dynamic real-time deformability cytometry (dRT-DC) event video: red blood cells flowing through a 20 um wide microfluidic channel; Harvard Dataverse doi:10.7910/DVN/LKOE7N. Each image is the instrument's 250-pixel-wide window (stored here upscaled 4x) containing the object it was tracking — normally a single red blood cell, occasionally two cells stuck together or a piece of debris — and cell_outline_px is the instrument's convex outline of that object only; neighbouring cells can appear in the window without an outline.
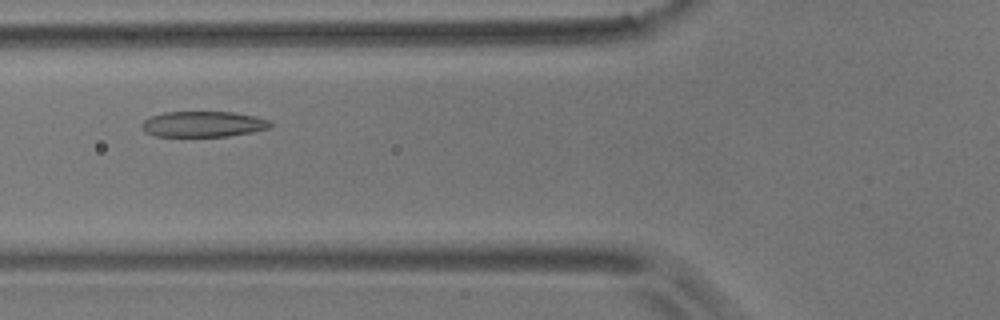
{"species": "common noctule bat (a hibernating species)", "species_latin": "Nyctalus noctula", "temperature_condition": "room temperature", "stored_images_in_passage": 8, "camera_frame_rate_fps": 3000, "um_per_image_px": 0.085, "animal": {"sex": "male", "body_mass_g": 17.9}, "frame": {"image": 1, "passage_image": 5, "time_ms": 4.333, "image_size_px": [1000, 320], "cell_outline_px": [[272, 128], [252, 132], [228, 136], [156, 136], [144, 132], [140, 128], [140, 124], [144, 120], [152, 116], [164, 112], [232, 112], [252, 116], [268, 120], [272, 124]], "centroid_in_image_um": [17.24, 10.55], "position_along_channel_um": 108.6, "area_um2": 19.25}}
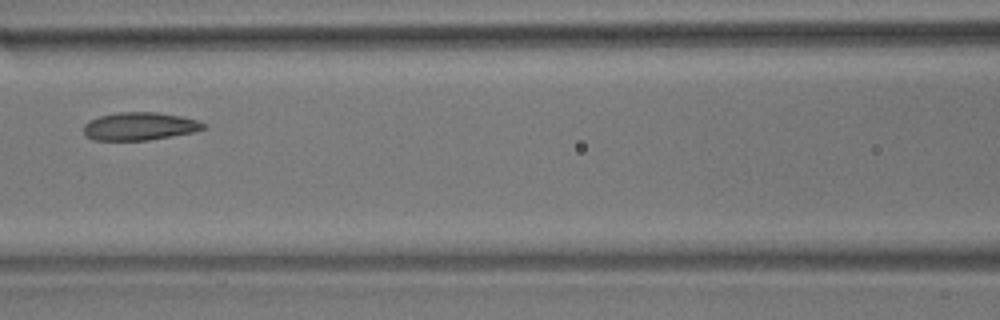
{"frame": {"image": 2, "passage_image": 6, "time_ms": 5.667, "image_size_px": [1000, 320], "cell_outline_px": [[208, 128], [192, 132], [148, 140], [92, 140], [84, 136], [84, 124], [100, 116], [116, 112], [156, 112], [180, 116], [196, 120], [204, 124]], "centroid_in_image_um": [11.84, 10.73], "position_along_channel_um": 154.8, "area_um2": 19.36}}
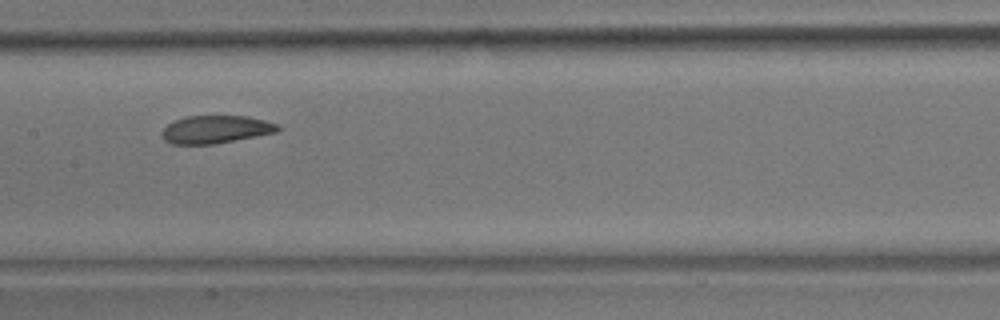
{"frame": {"image": 3, "passage_image": 7, "time_ms": 6.667, "image_size_px": [1000, 320], "cell_outline_px": [[280, 128], [276, 132], [216, 144], [172, 144], [164, 140], [160, 132], [168, 124], [176, 120], [188, 116], [248, 116], [264, 120], [276, 124]], "centroid_in_image_um": [18.31, 11.0], "position_along_channel_um": 189.1, "area_um2": 18.67}}